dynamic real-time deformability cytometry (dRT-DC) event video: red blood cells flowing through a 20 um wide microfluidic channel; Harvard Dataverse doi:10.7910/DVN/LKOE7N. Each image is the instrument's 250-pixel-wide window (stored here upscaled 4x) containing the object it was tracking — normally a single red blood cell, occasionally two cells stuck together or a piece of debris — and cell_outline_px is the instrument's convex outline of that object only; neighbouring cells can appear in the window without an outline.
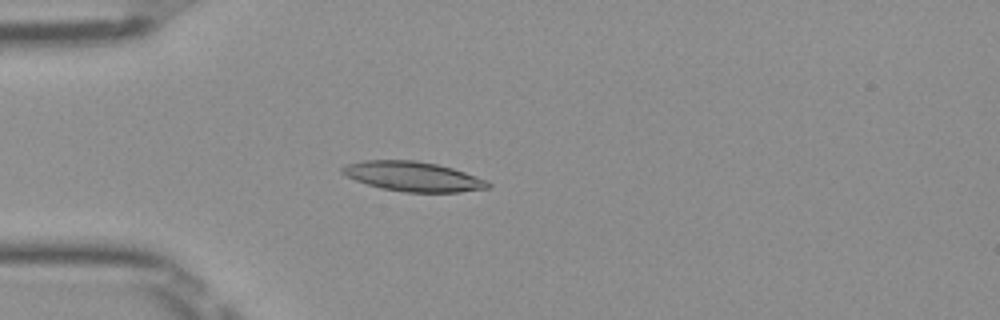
{"species": "Egyptian fruit bat (a non-hibernating species)", "species_latin": "Rousettus aegyptiacus", "temperature_condition": "room temperature", "stored_images_in_passage": 39, "camera_frame_rate_fps": 3000, "um_per_image_px": 0.085, "frame": {"image": 1, "passage_image": 8, "time_ms": 2.333, "image_size_px": [1000, 320], "cell_outline_px": [[492, 184], [488, 188], [460, 192], [404, 192], [380, 188], [356, 180], [340, 172], [340, 168], [344, 164], [364, 160], [416, 160], [436, 164], [452, 168], [488, 180]], "centroid_in_image_um": [35.1, 14.99], "position_along_channel_um": 49.9, "area_um2": 25.26}}
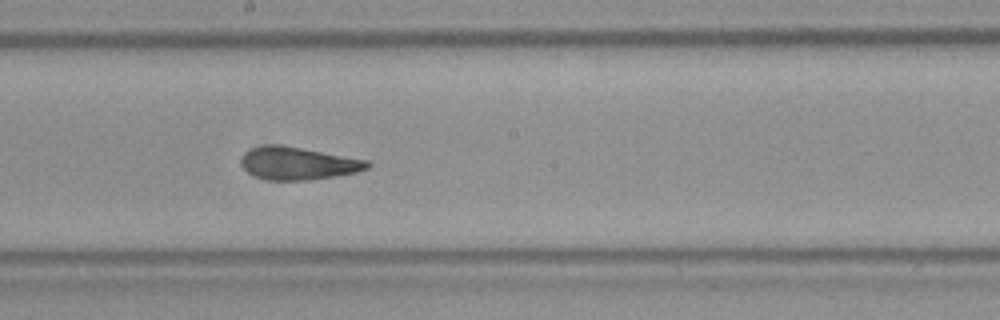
{"frame": {"image": 2, "passage_image": 22, "time_ms": 7.0, "image_size_px": [1000, 320], "cell_outline_px": [[372, 164], [368, 168], [356, 172], [308, 180], [268, 180], [256, 176], [248, 172], [240, 164], [240, 156], [244, 152], [252, 148], [264, 144], [280, 144], [368, 160]], "centroid_in_image_um": [25.29, 13.87], "position_along_channel_um": 222.9, "area_um2": 24.04}}
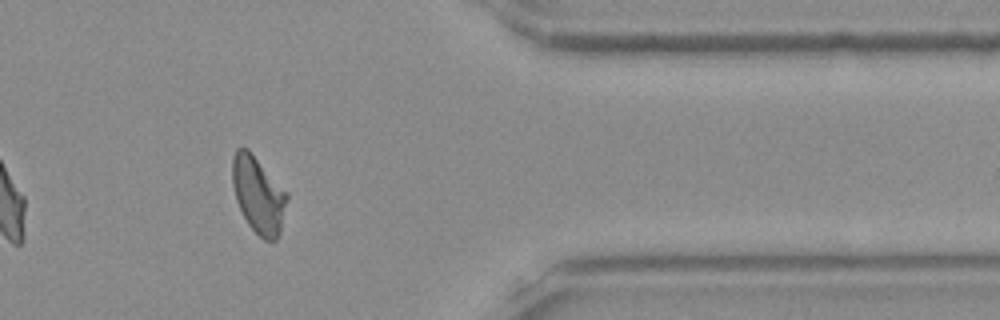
{"frame": {"image": 3, "passage_image": 36, "time_ms": 11.667, "image_size_px": [1000, 320], "cell_outline_px": [[288, 200], [280, 232], [276, 240], [264, 240], [248, 224], [236, 200], [232, 184], [232, 156], [236, 148], [248, 148], [288, 192]], "centroid_in_image_um": [21.97, 16.53], "position_along_channel_um": 389.4, "area_um2": 24.51}, "authors_computed_cell_mechanics": {"area_um2": 23.987, "velocity_mm_per_s": 3.9778, "shape_relaxation_time_tau1_ms": 7.3521, "shape_relaxation_time_tau2_ms": 1.183, "deformation_change_tau1": 0.2133, "deformation_change_tau2": 0.0702}}